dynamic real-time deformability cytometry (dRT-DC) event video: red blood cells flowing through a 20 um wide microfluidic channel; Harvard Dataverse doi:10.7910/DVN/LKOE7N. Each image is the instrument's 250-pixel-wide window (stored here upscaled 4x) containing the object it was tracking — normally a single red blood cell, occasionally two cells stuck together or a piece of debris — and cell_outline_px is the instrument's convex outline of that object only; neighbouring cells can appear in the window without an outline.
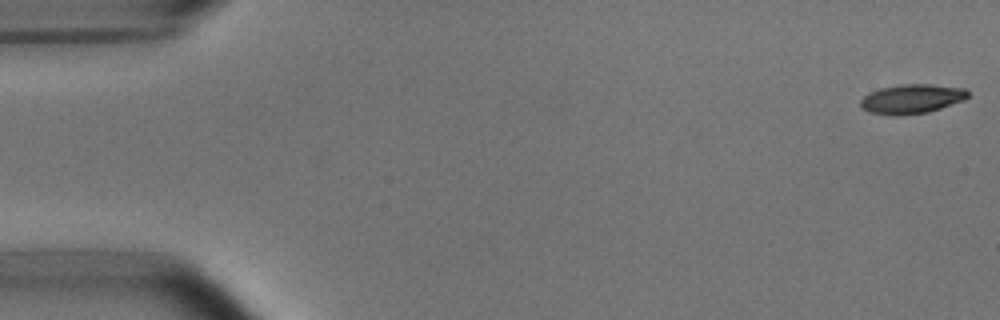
{"species": "common noctule bat (a hibernating species)", "species_latin": "Nyctalus noctula", "temperature_condition": "room temperature", "stored_images_in_passage": 53, "camera_frame_rate_fps": 3000, "um_per_image_px": 0.085, "animal": {"sex": "male", "body_mass_g": 15.6}, "frame": {"image": 1, "passage_image": 1, "time_ms": 0.0, "image_size_px": [1000, 320], "cell_outline_px": [[968, 96], [964, 100], [928, 112], [868, 112], [860, 104], [860, 100], [868, 92], [880, 88], [900, 84], [932, 84], [964, 88], [968, 92]], "centroid_in_image_um": [77.54, 8.34], "position_along_channel_um": 7.5, "area_um2": 17.51}}
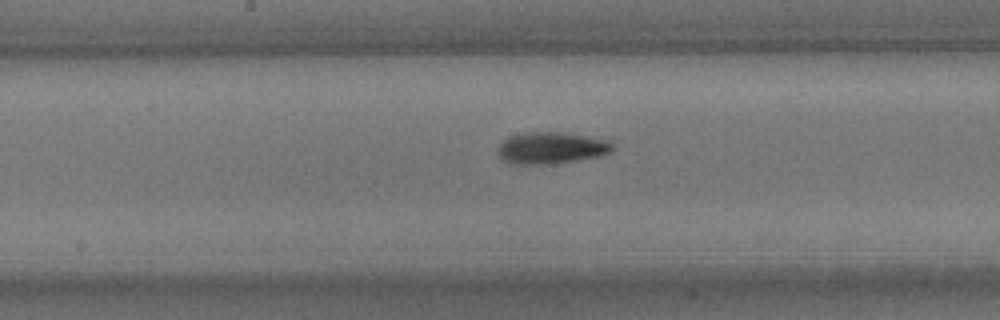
{"frame": {"image": 2, "passage_image": 27, "time_ms": 8.667, "image_size_px": [1000, 320], "cell_outline_px": [[616, 148], [612, 152], [600, 156], [576, 160], [548, 164], [512, 164], [504, 160], [500, 156], [496, 148], [500, 140], [508, 136], [524, 132], [560, 132], [588, 136], [608, 140]], "centroid_in_image_um": [46.83, 12.56], "position_along_channel_um": 201.4, "area_um2": 21.5}}
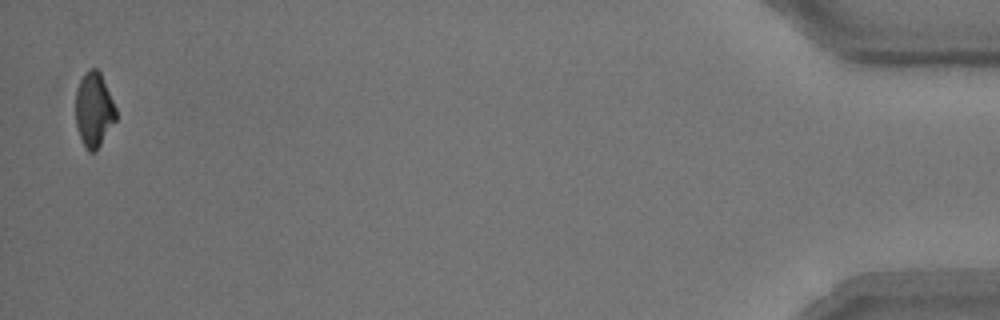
{"frame": {"image": 3, "passage_image": 52, "time_ms": 17.0, "image_size_px": [1000, 320], "cell_outline_px": [[116, 120], [96, 152], [88, 152], [84, 148], [76, 124], [76, 92], [80, 80], [84, 72], [88, 68], [96, 68], [100, 72], [116, 108]], "centroid_in_image_um": [7.98, 9.34], "position_along_channel_um": 427.2, "area_um2": 17.57}, "authors_computed_cell_mechanics": {"area_um2": 19.0162, "velocity_mm_per_s": 3.779, "shape_relaxation_time_tau1_ms": 3.3128, "shape_relaxation_time_tau2_ms": 4.6018, "deformation_change_tau1": 0.1415, "deformation_change_tau2": 0.13}}